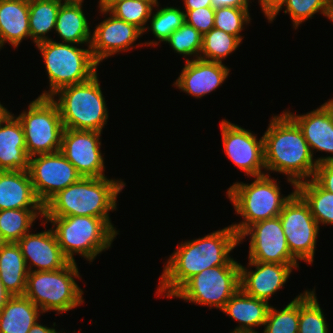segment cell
<instances>
[{"mask_svg": "<svg viewBox=\"0 0 333 333\" xmlns=\"http://www.w3.org/2000/svg\"><path fill=\"white\" fill-rule=\"evenodd\" d=\"M239 236L230 225L202 238L182 242L167 260L156 294L171 296L191 277L221 265H240L230 257Z\"/></svg>", "mask_w": 333, "mask_h": 333, "instance_id": "1", "label": "cell"}, {"mask_svg": "<svg viewBox=\"0 0 333 333\" xmlns=\"http://www.w3.org/2000/svg\"><path fill=\"white\" fill-rule=\"evenodd\" d=\"M263 140L266 171L284 173L294 189L314 177L318 164L302 130L286 112L271 118Z\"/></svg>", "mask_w": 333, "mask_h": 333, "instance_id": "2", "label": "cell"}, {"mask_svg": "<svg viewBox=\"0 0 333 333\" xmlns=\"http://www.w3.org/2000/svg\"><path fill=\"white\" fill-rule=\"evenodd\" d=\"M122 180L81 177L59 191L44 205L43 217L94 216L109 218L116 210L117 196L125 187Z\"/></svg>", "mask_w": 333, "mask_h": 333, "instance_id": "3", "label": "cell"}, {"mask_svg": "<svg viewBox=\"0 0 333 333\" xmlns=\"http://www.w3.org/2000/svg\"><path fill=\"white\" fill-rule=\"evenodd\" d=\"M52 230L63 254L75 262L74 254H80L93 262L98 254L111 248L118 231L110 218L94 216L43 217Z\"/></svg>", "mask_w": 333, "mask_h": 333, "instance_id": "4", "label": "cell"}, {"mask_svg": "<svg viewBox=\"0 0 333 333\" xmlns=\"http://www.w3.org/2000/svg\"><path fill=\"white\" fill-rule=\"evenodd\" d=\"M254 178L251 184L236 182L227 190L236 213L244 218L239 224H231L238 236L254 223L278 217L285 203L296 192L294 189L283 197L277 180L271 178L270 174Z\"/></svg>", "mask_w": 333, "mask_h": 333, "instance_id": "5", "label": "cell"}, {"mask_svg": "<svg viewBox=\"0 0 333 333\" xmlns=\"http://www.w3.org/2000/svg\"><path fill=\"white\" fill-rule=\"evenodd\" d=\"M51 98L59 108L64 129L102 132L107 123L108 110L97 74L59 89Z\"/></svg>", "mask_w": 333, "mask_h": 333, "instance_id": "6", "label": "cell"}, {"mask_svg": "<svg viewBox=\"0 0 333 333\" xmlns=\"http://www.w3.org/2000/svg\"><path fill=\"white\" fill-rule=\"evenodd\" d=\"M41 52L49 78V90L39 97H52L59 89L88 81L97 74L99 65L88 49L77 48L72 43L52 39L35 44Z\"/></svg>", "mask_w": 333, "mask_h": 333, "instance_id": "7", "label": "cell"}, {"mask_svg": "<svg viewBox=\"0 0 333 333\" xmlns=\"http://www.w3.org/2000/svg\"><path fill=\"white\" fill-rule=\"evenodd\" d=\"M79 277L76 262L55 271H32L28 273L24 295L43 313L54 310L62 314L84 301L83 291L74 280Z\"/></svg>", "mask_w": 333, "mask_h": 333, "instance_id": "8", "label": "cell"}, {"mask_svg": "<svg viewBox=\"0 0 333 333\" xmlns=\"http://www.w3.org/2000/svg\"><path fill=\"white\" fill-rule=\"evenodd\" d=\"M17 118L24 131L29 157L60 151L64 126L59 108L51 97L38 96L29 104L28 111Z\"/></svg>", "mask_w": 333, "mask_h": 333, "instance_id": "9", "label": "cell"}, {"mask_svg": "<svg viewBox=\"0 0 333 333\" xmlns=\"http://www.w3.org/2000/svg\"><path fill=\"white\" fill-rule=\"evenodd\" d=\"M239 288L240 265H221L194 275L171 298L222 310Z\"/></svg>", "mask_w": 333, "mask_h": 333, "instance_id": "10", "label": "cell"}, {"mask_svg": "<svg viewBox=\"0 0 333 333\" xmlns=\"http://www.w3.org/2000/svg\"><path fill=\"white\" fill-rule=\"evenodd\" d=\"M279 218L291 255L312 264L320 227L297 192L285 203Z\"/></svg>", "mask_w": 333, "mask_h": 333, "instance_id": "11", "label": "cell"}, {"mask_svg": "<svg viewBox=\"0 0 333 333\" xmlns=\"http://www.w3.org/2000/svg\"><path fill=\"white\" fill-rule=\"evenodd\" d=\"M28 172L36 196L43 206L59 191L82 177L60 151L30 157Z\"/></svg>", "mask_w": 333, "mask_h": 333, "instance_id": "12", "label": "cell"}, {"mask_svg": "<svg viewBox=\"0 0 333 333\" xmlns=\"http://www.w3.org/2000/svg\"><path fill=\"white\" fill-rule=\"evenodd\" d=\"M248 235L250 236L249 260L263 263L298 264L289 251L279 216L249 226L239 236V243Z\"/></svg>", "mask_w": 333, "mask_h": 333, "instance_id": "13", "label": "cell"}, {"mask_svg": "<svg viewBox=\"0 0 333 333\" xmlns=\"http://www.w3.org/2000/svg\"><path fill=\"white\" fill-rule=\"evenodd\" d=\"M220 125L224 151L235 166L243 170L246 176L268 174L262 171L266 170L263 136L258 140L250 130L226 119H223Z\"/></svg>", "mask_w": 333, "mask_h": 333, "instance_id": "14", "label": "cell"}, {"mask_svg": "<svg viewBox=\"0 0 333 333\" xmlns=\"http://www.w3.org/2000/svg\"><path fill=\"white\" fill-rule=\"evenodd\" d=\"M101 132L64 129L60 152L82 177H107L101 153Z\"/></svg>", "mask_w": 333, "mask_h": 333, "instance_id": "15", "label": "cell"}, {"mask_svg": "<svg viewBox=\"0 0 333 333\" xmlns=\"http://www.w3.org/2000/svg\"><path fill=\"white\" fill-rule=\"evenodd\" d=\"M109 16L98 24L92 33L90 49L98 64L118 52L133 49L134 42L143 34L136 26L114 17L111 13Z\"/></svg>", "mask_w": 333, "mask_h": 333, "instance_id": "16", "label": "cell"}, {"mask_svg": "<svg viewBox=\"0 0 333 333\" xmlns=\"http://www.w3.org/2000/svg\"><path fill=\"white\" fill-rule=\"evenodd\" d=\"M249 266L255 271L240 264V288L253 298L266 302L281 289L294 268L299 264L263 263L249 260Z\"/></svg>", "mask_w": 333, "mask_h": 333, "instance_id": "17", "label": "cell"}, {"mask_svg": "<svg viewBox=\"0 0 333 333\" xmlns=\"http://www.w3.org/2000/svg\"><path fill=\"white\" fill-rule=\"evenodd\" d=\"M285 112L297 123L302 130L312 155L314 150L333 154V99L322 104L319 108L303 115ZM317 164L333 161V156L315 159Z\"/></svg>", "mask_w": 333, "mask_h": 333, "instance_id": "18", "label": "cell"}, {"mask_svg": "<svg viewBox=\"0 0 333 333\" xmlns=\"http://www.w3.org/2000/svg\"><path fill=\"white\" fill-rule=\"evenodd\" d=\"M17 244L29 272L55 271L70 263L63 254L52 228L36 234L28 232ZM33 266L37 268L32 270Z\"/></svg>", "mask_w": 333, "mask_h": 333, "instance_id": "19", "label": "cell"}, {"mask_svg": "<svg viewBox=\"0 0 333 333\" xmlns=\"http://www.w3.org/2000/svg\"><path fill=\"white\" fill-rule=\"evenodd\" d=\"M230 69L221 62L186 59L182 72L174 82L182 92L201 98L214 91L227 79Z\"/></svg>", "mask_w": 333, "mask_h": 333, "instance_id": "20", "label": "cell"}, {"mask_svg": "<svg viewBox=\"0 0 333 333\" xmlns=\"http://www.w3.org/2000/svg\"><path fill=\"white\" fill-rule=\"evenodd\" d=\"M29 158L22 125L7 111L0 119V171H28Z\"/></svg>", "mask_w": 333, "mask_h": 333, "instance_id": "21", "label": "cell"}, {"mask_svg": "<svg viewBox=\"0 0 333 333\" xmlns=\"http://www.w3.org/2000/svg\"><path fill=\"white\" fill-rule=\"evenodd\" d=\"M44 209L28 171H0V210Z\"/></svg>", "mask_w": 333, "mask_h": 333, "instance_id": "22", "label": "cell"}, {"mask_svg": "<svg viewBox=\"0 0 333 333\" xmlns=\"http://www.w3.org/2000/svg\"><path fill=\"white\" fill-rule=\"evenodd\" d=\"M269 308L268 302L253 298L239 288L221 311L240 322L230 333H256L254 327L265 324Z\"/></svg>", "mask_w": 333, "mask_h": 333, "instance_id": "23", "label": "cell"}, {"mask_svg": "<svg viewBox=\"0 0 333 333\" xmlns=\"http://www.w3.org/2000/svg\"><path fill=\"white\" fill-rule=\"evenodd\" d=\"M27 37L31 38L29 0H0V49L6 42L17 48Z\"/></svg>", "mask_w": 333, "mask_h": 333, "instance_id": "24", "label": "cell"}, {"mask_svg": "<svg viewBox=\"0 0 333 333\" xmlns=\"http://www.w3.org/2000/svg\"><path fill=\"white\" fill-rule=\"evenodd\" d=\"M83 2H63L58 10L55 31L62 43L88 44L92 34L82 9Z\"/></svg>", "mask_w": 333, "mask_h": 333, "instance_id": "25", "label": "cell"}, {"mask_svg": "<svg viewBox=\"0 0 333 333\" xmlns=\"http://www.w3.org/2000/svg\"><path fill=\"white\" fill-rule=\"evenodd\" d=\"M41 313L25 295L11 296L0 312V333H28Z\"/></svg>", "mask_w": 333, "mask_h": 333, "instance_id": "26", "label": "cell"}, {"mask_svg": "<svg viewBox=\"0 0 333 333\" xmlns=\"http://www.w3.org/2000/svg\"><path fill=\"white\" fill-rule=\"evenodd\" d=\"M28 269L17 243L6 242L0 249V278L12 295H24Z\"/></svg>", "mask_w": 333, "mask_h": 333, "instance_id": "27", "label": "cell"}, {"mask_svg": "<svg viewBox=\"0 0 333 333\" xmlns=\"http://www.w3.org/2000/svg\"><path fill=\"white\" fill-rule=\"evenodd\" d=\"M98 7L101 14L111 13L144 33L152 10L154 7H159V3L153 0H102Z\"/></svg>", "mask_w": 333, "mask_h": 333, "instance_id": "28", "label": "cell"}, {"mask_svg": "<svg viewBox=\"0 0 333 333\" xmlns=\"http://www.w3.org/2000/svg\"><path fill=\"white\" fill-rule=\"evenodd\" d=\"M60 0H29V29L33 43L50 40L46 34L55 29Z\"/></svg>", "mask_w": 333, "mask_h": 333, "instance_id": "29", "label": "cell"}, {"mask_svg": "<svg viewBox=\"0 0 333 333\" xmlns=\"http://www.w3.org/2000/svg\"><path fill=\"white\" fill-rule=\"evenodd\" d=\"M296 192L307 203L318 225H333V193L323 189L313 178L296 184Z\"/></svg>", "mask_w": 333, "mask_h": 333, "instance_id": "30", "label": "cell"}, {"mask_svg": "<svg viewBox=\"0 0 333 333\" xmlns=\"http://www.w3.org/2000/svg\"><path fill=\"white\" fill-rule=\"evenodd\" d=\"M44 209L0 210V235L5 242L17 243L31 232L32 223L38 216L43 217Z\"/></svg>", "mask_w": 333, "mask_h": 333, "instance_id": "31", "label": "cell"}, {"mask_svg": "<svg viewBox=\"0 0 333 333\" xmlns=\"http://www.w3.org/2000/svg\"><path fill=\"white\" fill-rule=\"evenodd\" d=\"M240 44L241 41L236 36L214 27L203 35L199 58L222 63Z\"/></svg>", "mask_w": 333, "mask_h": 333, "instance_id": "32", "label": "cell"}, {"mask_svg": "<svg viewBox=\"0 0 333 333\" xmlns=\"http://www.w3.org/2000/svg\"><path fill=\"white\" fill-rule=\"evenodd\" d=\"M333 0H284L281 5L267 18L268 22H272L277 14L286 6L284 13H289L293 27L298 26L320 12L329 19Z\"/></svg>", "mask_w": 333, "mask_h": 333, "instance_id": "33", "label": "cell"}, {"mask_svg": "<svg viewBox=\"0 0 333 333\" xmlns=\"http://www.w3.org/2000/svg\"><path fill=\"white\" fill-rule=\"evenodd\" d=\"M316 297L315 289L300 294L298 333H328V324Z\"/></svg>", "mask_w": 333, "mask_h": 333, "instance_id": "34", "label": "cell"}, {"mask_svg": "<svg viewBox=\"0 0 333 333\" xmlns=\"http://www.w3.org/2000/svg\"><path fill=\"white\" fill-rule=\"evenodd\" d=\"M300 295L282 310L270 306L263 333H298Z\"/></svg>", "mask_w": 333, "mask_h": 333, "instance_id": "35", "label": "cell"}, {"mask_svg": "<svg viewBox=\"0 0 333 333\" xmlns=\"http://www.w3.org/2000/svg\"><path fill=\"white\" fill-rule=\"evenodd\" d=\"M150 27H146L145 31L150 29L159 42H165L170 35L181 27L185 22V12L177 7H164L158 10L154 14L151 13Z\"/></svg>", "mask_w": 333, "mask_h": 333, "instance_id": "36", "label": "cell"}, {"mask_svg": "<svg viewBox=\"0 0 333 333\" xmlns=\"http://www.w3.org/2000/svg\"><path fill=\"white\" fill-rule=\"evenodd\" d=\"M203 35L186 22L165 41L174 52L199 59Z\"/></svg>", "mask_w": 333, "mask_h": 333, "instance_id": "37", "label": "cell"}, {"mask_svg": "<svg viewBox=\"0 0 333 333\" xmlns=\"http://www.w3.org/2000/svg\"><path fill=\"white\" fill-rule=\"evenodd\" d=\"M251 20L249 9L236 7L215 8L214 27L236 36L242 42L240 32Z\"/></svg>", "mask_w": 333, "mask_h": 333, "instance_id": "38", "label": "cell"}, {"mask_svg": "<svg viewBox=\"0 0 333 333\" xmlns=\"http://www.w3.org/2000/svg\"><path fill=\"white\" fill-rule=\"evenodd\" d=\"M184 12L186 23L202 35L214 28L215 8L202 7L195 10H185Z\"/></svg>", "mask_w": 333, "mask_h": 333, "instance_id": "39", "label": "cell"}, {"mask_svg": "<svg viewBox=\"0 0 333 333\" xmlns=\"http://www.w3.org/2000/svg\"><path fill=\"white\" fill-rule=\"evenodd\" d=\"M313 179L323 189L333 193V161L318 164Z\"/></svg>", "mask_w": 333, "mask_h": 333, "instance_id": "40", "label": "cell"}, {"mask_svg": "<svg viewBox=\"0 0 333 333\" xmlns=\"http://www.w3.org/2000/svg\"><path fill=\"white\" fill-rule=\"evenodd\" d=\"M213 8L218 7H236L248 9L249 0H212Z\"/></svg>", "mask_w": 333, "mask_h": 333, "instance_id": "41", "label": "cell"}, {"mask_svg": "<svg viewBox=\"0 0 333 333\" xmlns=\"http://www.w3.org/2000/svg\"><path fill=\"white\" fill-rule=\"evenodd\" d=\"M284 0H259L264 16L268 18Z\"/></svg>", "mask_w": 333, "mask_h": 333, "instance_id": "42", "label": "cell"}, {"mask_svg": "<svg viewBox=\"0 0 333 333\" xmlns=\"http://www.w3.org/2000/svg\"><path fill=\"white\" fill-rule=\"evenodd\" d=\"M185 10H195L202 7H213L212 0H184Z\"/></svg>", "mask_w": 333, "mask_h": 333, "instance_id": "43", "label": "cell"}, {"mask_svg": "<svg viewBox=\"0 0 333 333\" xmlns=\"http://www.w3.org/2000/svg\"><path fill=\"white\" fill-rule=\"evenodd\" d=\"M28 333H59L55 330V328H48L47 326H44L42 324H39L36 322Z\"/></svg>", "mask_w": 333, "mask_h": 333, "instance_id": "44", "label": "cell"}, {"mask_svg": "<svg viewBox=\"0 0 333 333\" xmlns=\"http://www.w3.org/2000/svg\"><path fill=\"white\" fill-rule=\"evenodd\" d=\"M12 295L5 289L0 278V312Z\"/></svg>", "mask_w": 333, "mask_h": 333, "instance_id": "45", "label": "cell"}, {"mask_svg": "<svg viewBox=\"0 0 333 333\" xmlns=\"http://www.w3.org/2000/svg\"><path fill=\"white\" fill-rule=\"evenodd\" d=\"M8 109L3 107V105L0 103V119L7 113Z\"/></svg>", "mask_w": 333, "mask_h": 333, "instance_id": "46", "label": "cell"}, {"mask_svg": "<svg viewBox=\"0 0 333 333\" xmlns=\"http://www.w3.org/2000/svg\"><path fill=\"white\" fill-rule=\"evenodd\" d=\"M329 20L333 22V2H332V6H331L330 15H329Z\"/></svg>", "mask_w": 333, "mask_h": 333, "instance_id": "47", "label": "cell"}, {"mask_svg": "<svg viewBox=\"0 0 333 333\" xmlns=\"http://www.w3.org/2000/svg\"><path fill=\"white\" fill-rule=\"evenodd\" d=\"M62 1V0H60ZM84 0H63V2H83Z\"/></svg>", "mask_w": 333, "mask_h": 333, "instance_id": "48", "label": "cell"}, {"mask_svg": "<svg viewBox=\"0 0 333 333\" xmlns=\"http://www.w3.org/2000/svg\"><path fill=\"white\" fill-rule=\"evenodd\" d=\"M6 242L2 239L1 235H0V249L2 248V246L5 244Z\"/></svg>", "mask_w": 333, "mask_h": 333, "instance_id": "49", "label": "cell"}, {"mask_svg": "<svg viewBox=\"0 0 333 333\" xmlns=\"http://www.w3.org/2000/svg\"><path fill=\"white\" fill-rule=\"evenodd\" d=\"M101 1H102V0L99 1V5L101 4ZM153 1H154L155 3L158 2V0H153Z\"/></svg>", "mask_w": 333, "mask_h": 333, "instance_id": "50", "label": "cell"}]
</instances>
